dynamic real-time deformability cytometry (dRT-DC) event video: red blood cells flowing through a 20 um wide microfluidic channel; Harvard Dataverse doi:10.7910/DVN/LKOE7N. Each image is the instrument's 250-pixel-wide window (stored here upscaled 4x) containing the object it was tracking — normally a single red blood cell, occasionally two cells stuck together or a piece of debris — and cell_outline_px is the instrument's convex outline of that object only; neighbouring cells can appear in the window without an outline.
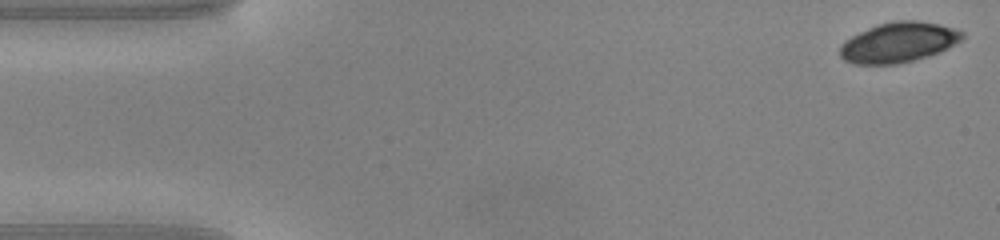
{"species": "common noctule bat (a hibernating species)", "species_latin": "Nyctalus noctula", "temperature_condition": "warm", "stored_images_in_passage": 48, "camera_frame_rate_fps": 3000, "um_per_image_px": 0.085, "animal": {"sex": "male", "body_mass_g": 20.0, "forearm_length_mm": 53.3}, "frame": {"image": 1, "passage_image": 1, "time_ms": 0.0, "image_size_px": [1000, 240], "cell_outline_px": [[964, 36], [960, 40], [936, 52], [912, 60], [896, 64], [852, 64], [844, 60], [840, 56], [840, 44], [844, 40], [876, 24], [896, 20], [916, 20], [936, 24], [952, 28], [964, 32]], "centroid_in_image_um": [76.29, 3.59], "position_along_channel_um": 8.7, "area_um2": 28.09}}